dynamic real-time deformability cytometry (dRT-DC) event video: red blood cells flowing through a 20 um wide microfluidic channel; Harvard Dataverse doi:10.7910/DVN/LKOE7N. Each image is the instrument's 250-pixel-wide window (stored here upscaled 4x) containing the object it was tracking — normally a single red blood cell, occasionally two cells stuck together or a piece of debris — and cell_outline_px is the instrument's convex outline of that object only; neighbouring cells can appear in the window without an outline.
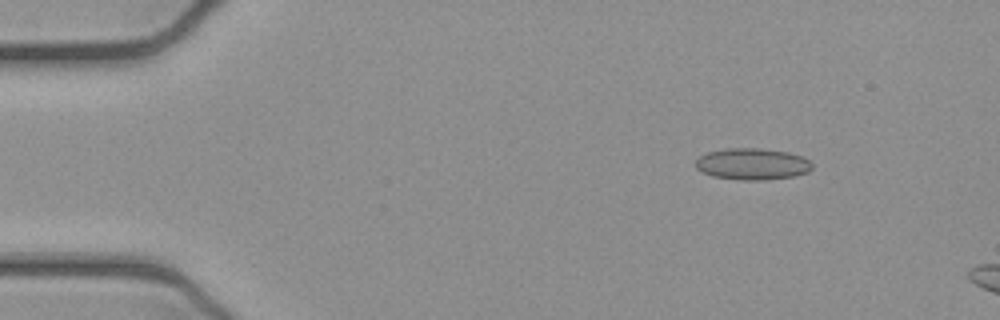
{"species": "common noctule bat (a hibernating species)", "species_latin": "Nyctalus noctula", "temperature_condition": "cold", "stored_images_in_passage": 16, "camera_frame_rate_fps": 3000, "um_per_image_px": 0.085, "animal": {"sex": "female", "body_mass_g": 21.9}, "frame": {"image": 1, "passage_image": 7, "time_ms": 2.0, "image_size_px": [1000, 320], "cell_outline_px": [[812, 168], [808, 172], [796, 176], [764, 180], [740, 180], [712, 176], [696, 168], [696, 160], [700, 156], [708, 152], [728, 148], [760, 148], [788, 152], [800, 156], [808, 160], [812, 164]], "centroid_in_image_um": [63.96, 13.94], "position_along_channel_um": 21.0, "area_um2": 21.39}}